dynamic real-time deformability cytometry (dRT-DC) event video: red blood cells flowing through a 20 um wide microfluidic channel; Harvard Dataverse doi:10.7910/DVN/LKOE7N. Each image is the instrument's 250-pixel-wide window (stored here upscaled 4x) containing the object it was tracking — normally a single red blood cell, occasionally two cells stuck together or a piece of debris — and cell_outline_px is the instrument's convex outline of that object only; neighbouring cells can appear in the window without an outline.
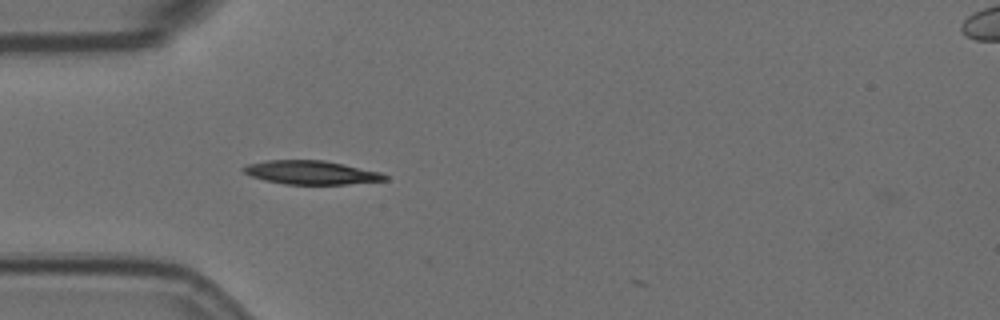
{"species": "Egyptian fruit bat (a non-hibernating species)", "species_latin": "Rousettus aegyptiacus", "temperature_condition": "room temperature", "stored_images_in_passage": 3, "camera_frame_rate_fps": 3000, "um_per_image_px": 0.085, "animal": {"sex": "female"}, "frame": {"image": 1, "passage_image": 2, "time_ms": 0.333, "image_size_px": [1000, 320], "cell_outline_px": [[388, 180], [348, 184], [284, 184], [264, 180], [252, 176], [244, 172], [240, 168], [248, 164], [268, 160], [324, 160], [344, 164], [380, 172], [388, 176]], "centroid_in_image_um": [26.46, 14.66], "position_along_channel_um": 58.5, "area_um2": 19.48}}